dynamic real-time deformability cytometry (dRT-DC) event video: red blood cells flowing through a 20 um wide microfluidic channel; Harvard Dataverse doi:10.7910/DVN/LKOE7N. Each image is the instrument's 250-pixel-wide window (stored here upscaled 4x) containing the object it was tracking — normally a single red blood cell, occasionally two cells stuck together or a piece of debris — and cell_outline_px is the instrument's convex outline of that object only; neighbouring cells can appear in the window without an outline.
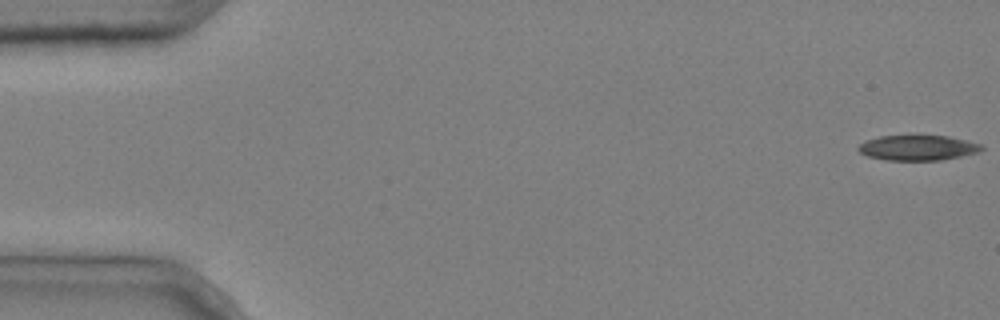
{"species": "common noctule bat (a hibernating species)", "species_latin": "Nyctalus noctula", "temperature_condition": "cold", "stored_images_in_passage": 4, "camera_frame_rate_fps": 3000, "um_per_image_px": 0.085, "animal": {"sex": "male", "body_mass_g": 20.4}, "frame": {"image": 1, "passage_image": 1, "time_ms": 0.0, "image_size_px": [1000, 320], "cell_outline_px": [[984, 148], [976, 152], [960, 156], [940, 160], [888, 160], [868, 156], [860, 152], [856, 148], [864, 140], [880, 136], [916, 132], [948, 136], [980, 144]], "centroid_in_image_um": [77.94, 12.5], "position_along_channel_um": 7.1, "area_um2": 18.79}}